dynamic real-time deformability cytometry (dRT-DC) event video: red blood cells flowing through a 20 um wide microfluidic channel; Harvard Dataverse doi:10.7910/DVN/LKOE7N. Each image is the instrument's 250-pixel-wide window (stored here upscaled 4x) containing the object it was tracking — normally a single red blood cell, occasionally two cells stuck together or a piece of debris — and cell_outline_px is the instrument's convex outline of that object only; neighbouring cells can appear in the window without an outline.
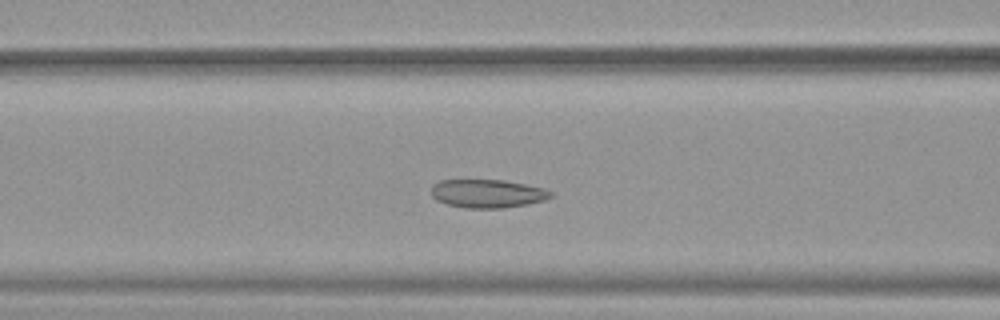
{"species": "common noctule bat (a hibernating species)", "species_latin": "Nyctalus noctula", "temperature_condition": "warm", "stored_images_in_passage": 41, "camera_frame_rate_fps": 3000, "um_per_image_px": 0.085, "animal": {"sex": "female", "body_mass_g": 19.9}, "frame": {"image": 1, "passage_image": 16, "time_ms": 5.0, "image_size_px": [1000, 320], "cell_outline_px": [[552, 196], [544, 200], [528, 204], [500, 208], [464, 208], [444, 204], [436, 200], [432, 196], [432, 184], [440, 180], [504, 180], [544, 188], [552, 192]], "centroid_in_image_um": [41.4, 16.46], "position_along_channel_um": 125.2, "area_um2": 19.83}}
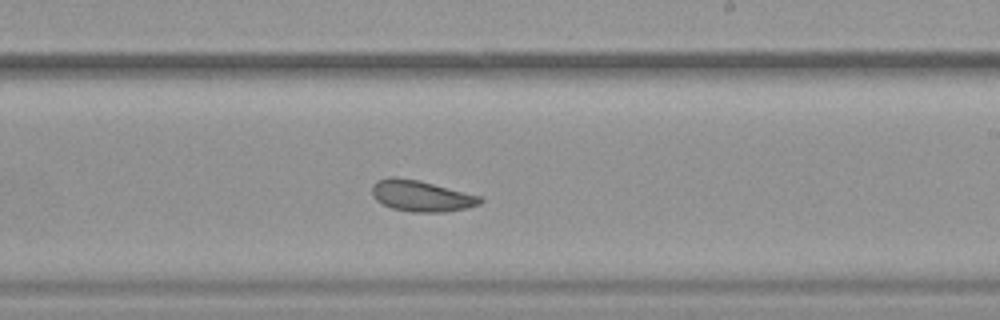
{"frame": {"image": 2, "passage_image": 26, "time_ms": 8.333, "image_size_px": [1000, 320], "cell_outline_px": [[484, 200], [480, 204], [464, 208], [444, 212], [412, 212], [392, 208], [376, 200], [372, 196], [372, 184], [376, 180], [388, 176], [396, 176], [420, 180], [480, 196]], "centroid_in_image_um": [35.76, 16.63], "position_along_channel_um": 253.2, "area_um2": 19.71}}
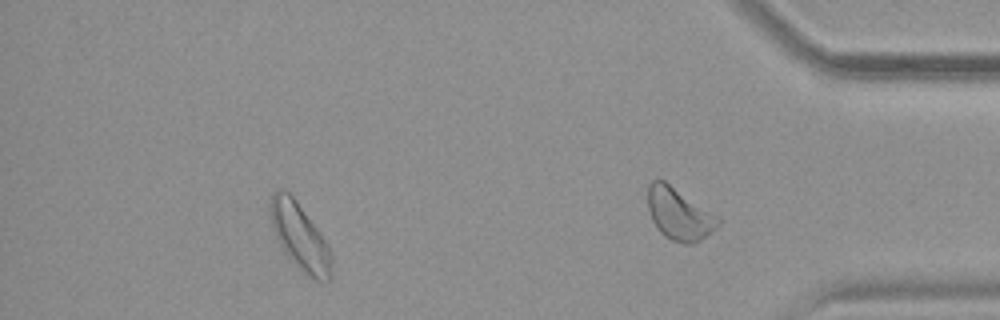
{"frame": {"image": 3, "passage_image": 36, "time_ms": 11.667, "image_size_px": [1000, 320], "cell_outline_px": [[332, 280], [316, 280], [304, 272], [284, 252], [276, 240], [272, 228], [268, 212], [268, 204], [272, 192], [276, 188], [284, 188], [296, 200], [328, 244], [332, 256]], "centroid_in_image_um": [25.44, 20.06], "position_along_channel_um": 409.8, "area_um2": 24.04}, "authors_computed_cell_mechanics": {"area_um2": 20.9814, "velocity_mm_per_s": 3.8602, "shape_relaxation_time_tau1_ms": 4.2151, "shape_relaxation_time_tau2_ms": 2.1142, "deformation_change_tau1": 0.0913, "deformation_change_tau2": 0.1022}}